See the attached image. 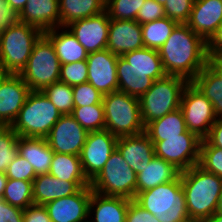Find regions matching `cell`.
I'll use <instances>...</instances> for the list:
<instances>
[{
	"label": "cell",
	"instance_id": "obj_1",
	"mask_svg": "<svg viewBox=\"0 0 222 222\" xmlns=\"http://www.w3.org/2000/svg\"><path fill=\"white\" fill-rule=\"evenodd\" d=\"M158 51L166 74L189 82L207 65V42L187 24H178Z\"/></svg>",
	"mask_w": 222,
	"mask_h": 222
},
{
	"label": "cell",
	"instance_id": "obj_2",
	"mask_svg": "<svg viewBox=\"0 0 222 222\" xmlns=\"http://www.w3.org/2000/svg\"><path fill=\"white\" fill-rule=\"evenodd\" d=\"M180 178L190 221L202 222L215 214L222 179L198 164L180 172Z\"/></svg>",
	"mask_w": 222,
	"mask_h": 222
},
{
	"label": "cell",
	"instance_id": "obj_3",
	"mask_svg": "<svg viewBox=\"0 0 222 222\" xmlns=\"http://www.w3.org/2000/svg\"><path fill=\"white\" fill-rule=\"evenodd\" d=\"M134 201L160 222H191L180 175L174 181L137 193Z\"/></svg>",
	"mask_w": 222,
	"mask_h": 222
},
{
	"label": "cell",
	"instance_id": "obj_4",
	"mask_svg": "<svg viewBox=\"0 0 222 222\" xmlns=\"http://www.w3.org/2000/svg\"><path fill=\"white\" fill-rule=\"evenodd\" d=\"M105 129L117 138L145 132L139 98L121 91L103 95Z\"/></svg>",
	"mask_w": 222,
	"mask_h": 222
},
{
	"label": "cell",
	"instance_id": "obj_5",
	"mask_svg": "<svg viewBox=\"0 0 222 222\" xmlns=\"http://www.w3.org/2000/svg\"><path fill=\"white\" fill-rule=\"evenodd\" d=\"M61 116L42 91H31L11 127L18 136L46 138Z\"/></svg>",
	"mask_w": 222,
	"mask_h": 222
},
{
	"label": "cell",
	"instance_id": "obj_6",
	"mask_svg": "<svg viewBox=\"0 0 222 222\" xmlns=\"http://www.w3.org/2000/svg\"><path fill=\"white\" fill-rule=\"evenodd\" d=\"M188 83V80L176 75H166L153 82L151 88L139 98L145 127L180 108L181 97Z\"/></svg>",
	"mask_w": 222,
	"mask_h": 222
},
{
	"label": "cell",
	"instance_id": "obj_7",
	"mask_svg": "<svg viewBox=\"0 0 222 222\" xmlns=\"http://www.w3.org/2000/svg\"><path fill=\"white\" fill-rule=\"evenodd\" d=\"M42 34L39 28L21 21L0 31V65L8 74H20Z\"/></svg>",
	"mask_w": 222,
	"mask_h": 222
},
{
	"label": "cell",
	"instance_id": "obj_8",
	"mask_svg": "<svg viewBox=\"0 0 222 222\" xmlns=\"http://www.w3.org/2000/svg\"><path fill=\"white\" fill-rule=\"evenodd\" d=\"M61 62L51 41L42 34L35 42L21 78L31 91H42L45 87L59 81Z\"/></svg>",
	"mask_w": 222,
	"mask_h": 222
},
{
	"label": "cell",
	"instance_id": "obj_9",
	"mask_svg": "<svg viewBox=\"0 0 222 222\" xmlns=\"http://www.w3.org/2000/svg\"><path fill=\"white\" fill-rule=\"evenodd\" d=\"M90 187L102 195L134 200L137 194V174L116 149L100 173L90 182Z\"/></svg>",
	"mask_w": 222,
	"mask_h": 222
},
{
	"label": "cell",
	"instance_id": "obj_10",
	"mask_svg": "<svg viewBox=\"0 0 222 222\" xmlns=\"http://www.w3.org/2000/svg\"><path fill=\"white\" fill-rule=\"evenodd\" d=\"M187 130L205 139L217 120L212 103L189 82L185 87L180 103Z\"/></svg>",
	"mask_w": 222,
	"mask_h": 222
},
{
	"label": "cell",
	"instance_id": "obj_11",
	"mask_svg": "<svg viewBox=\"0 0 222 222\" xmlns=\"http://www.w3.org/2000/svg\"><path fill=\"white\" fill-rule=\"evenodd\" d=\"M201 140L195 133L187 130L182 137L165 138L152 143L156 157L164 159L183 172L199 163Z\"/></svg>",
	"mask_w": 222,
	"mask_h": 222
},
{
	"label": "cell",
	"instance_id": "obj_12",
	"mask_svg": "<svg viewBox=\"0 0 222 222\" xmlns=\"http://www.w3.org/2000/svg\"><path fill=\"white\" fill-rule=\"evenodd\" d=\"M118 138L108 130L91 131L82 147L80 161L83 173L91 182L116 150Z\"/></svg>",
	"mask_w": 222,
	"mask_h": 222
},
{
	"label": "cell",
	"instance_id": "obj_13",
	"mask_svg": "<svg viewBox=\"0 0 222 222\" xmlns=\"http://www.w3.org/2000/svg\"><path fill=\"white\" fill-rule=\"evenodd\" d=\"M88 133L72 115H62L46 139L53 152L80 156Z\"/></svg>",
	"mask_w": 222,
	"mask_h": 222
},
{
	"label": "cell",
	"instance_id": "obj_14",
	"mask_svg": "<svg viewBox=\"0 0 222 222\" xmlns=\"http://www.w3.org/2000/svg\"><path fill=\"white\" fill-rule=\"evenodd\" d=\"M109 23L110 18L105 10L100 14L76 20L66 27L89 54L106 49Z\"/></svg>",
	"mask_w": 222,
	"mask_h": 222
},
{
	"label": "cell",
	"instance_id": "obj_15",
	"mask_svg": "<svg viewBox=\"0 0 222 222\" xmlns=\"http://www.w3.org/2000/svg\"><path fill=\"white\" fill-rule=\"evenodd\" d=\"M117 59L118 55L108 49L87 56L88 83L102 95L118 91Z\"/></svg>",
	"mask_w": 222,
	"mask_h": 222
},
{
	"label": "cell",
	"instance_id": "obj_16",
	"mask_svg": "<svg viewBox=\"0 0 222 222\" xmlns=\"http://www.w3.org/2000/svg\"><path fill=\"white\" fill-rule=\"evenodd\" d=\"M92 188H80L76 193L58 198L44 206L53 222H86L89 214V203Z\"/></svg>",
	"mask_w": 222,
	"mask_h": 222
},
{
	"label": "cell",
	"instance_id": "obj_17",
	"mask_svg": "<svg viewBox=\"0 0 222 222\" xmlns=\"http://www.w3.org/2000/svg\"><path fill=\"white\" fill-rule=\"evenodd\" d=\"M31 89L19 74H8L0 84V126H11Z\"/></svg>",
	"mask_w": 222,
	"mask_h": 222
},
{
	"label": "cell",
	"instance_id": "obj_18",
	"mask_svg": "<svg viewBox=\"0 0 222 222\" xmlns=\"http://www.w3.org/2000/svg\"><path fill=\"white\" fill-rule=\"evenodd\" d=\"M144 48L141 24L136 20L110 19L107 47L118 56Z\"/></svg>",
	"mask_w": 222,
	"mask_h": 222
},
{
	"label": "cell",
	"instance_id": "obj_19",
	"mask_svg": "<svg viewBox=\"0 0 222 222\" xmlns=\"http://www.w3.org/2000/svg\"><path fill=\"white\" fill-rule=\"evenodd\" d=\"M222 23V0H195L187 25L206 42Z\"/></svg>",
	"mask_w": 222,
	"mask_h": 222
},
{
	"label": "cell",
	"instance_id": "obj_20",
	"mask_svg": "<svg viewBox=\"0 0 222 222\" xmlns=\"http://www.w3.org/2000/svg\"><path fill=\"white\" fill-rule=\"evenodd\" d=\"M116 149L136 174L143 171V168L155 156L154 144L145 132L134 136L119 137Z\"/></svg>",
	"mask_w": 222,
	"mask_h": 222
},
{
	"label": "cell",
	"instance_id": "obj_21",
	"mask_svg": "<svg viewBox=\"0 0 222 222\" xmlns=\"http://www.w3.org/2000/svg\"><path fill=\"white\" fill-rule=\"evenodd\" d=\"M33 202L38 205L70 196L80 188L90 186V182L61 181L50 173L37 175L32 182Z\"/></svg>",
	"mask_w": 222,
	"mask_h": 222
},
{
	"label": "cell",
	"instance_id": "obj_22",
	"mask_svg": "<svg viewBox=\"0 0 222 222\" xmlns=\"http://www.w3.org/2000/svg\"><path fill=\"white\" fill-rule=\"evenodd\" d=\"M125 197L106 196L95 191L89 203V222H126L129 202Z\"/></svg>",
	"mask_w": 222,
	"mask_h": 222
},
{
	"label": "cell",
	"instance_id": "obj_23",
	"mask_svg": "<svg viewBox=\"0 0 222 222\" xmlns=\"http://www.w3.org/2000/svg\"><path fill=\"white\" fill-rule=\"evenodd\" d=\"M19 21L42 32L60 27L59 0H28L19 13Z\"/></svg>",
	"mask_w": 222,
	"mask_h": 222
},
{
	"label": "cell",
	"instance_id": "obj_24",
	"mask_svg": "<svg viewBox=\"0 0 222 222\" xmlns=\"http://www.w3.org/2000/svg\"><path fill=\"white\" fill-rule=\"evenodd\" d=\"M43 34L51 41L61 64L87 60L86 49L67 27H56Z\"/></svg>",
	"mask_w": 222,
	"mask_h": 222
},
{
	"label": "cell",
	"instance_id": "obj_25",
	"mask_svg": "<svg viewBox=\"0 0 222 222\" xmlns=\"http://www.w3.org/2000/svg\"><path fill=\"white\" fill-rule=\"evenodd\" d=\"M17 147L19 155L32 165L36 175L49 173L54 152L46 138L19 136Z\"/></svg>",
	"mask_w": 222,
	"mask_h": 222
},
{
	"label": "cell",
	"instance_id": "obj_26",
	"mask_svg": "<svg viewBox=\"0 0 222 222\" xmlns=\"http://www.w3.org/2000/svg\"><path fill=\"white\" fill-rule=\"evenodd\" d=\"M118 91L140 98L153 85L154 80L144 70L133 68L126 59H117Z\"/></svg>",
	"mask_w": 222,
	"mask_h": 222
},
{
	"label": "cell",
	"instance_id": "obj_27",
	"mask_svg": "<svg viewBox=\"0 0 222 222\" xmlns=\"http://www.w3.org/2000/svg\"><path fill=\"white\" fill-rule=\"evenodd\" d=\"M179 175L180 171L172 164L154 156L143 171L137 174V193L174 181Z\"/></svg>",
	"mask_w": 222,
	"mask_h": 222
},
{
	"label": "cell",
	"instance_id": "obj_28",
	"mask_svg": "<svg viewBox=\"0 0 222 222\" xmlns=\"http://www.w3.org/2000/svg\"><path fill=\"white\" fill-rule=\"evenodd\" d=\"M106 0H59L60 27L105 11Z\"/></svg>",
	"mask_w": 222,
	"mask_h": 222
},
{
	"label": "cell",
	"instance_id": "obj_29",
	"mask_svg": "<svg viewBox=\"0 0 222 222\" xmlns=\"http://www.w3.org/2000/svg\"><path fill=\"white\" fill-rule=\"evenodd\" d=\"M186 131L187 127L180 108L150 122L145 127V133L152 142L163 141L165 138L182 137Z\"/></svg>",
	"mask_w": 222,
	"mask_h": 222
},
{
	"label": "cell",
	"instance_id": "obj_30",
	"mask_svg": "<svg viewBox=\"0 0 222 222\" xmlns=\"http://www.w3.org/2000/svg\"><path fill=\"white\" fill-rule=\"evenodd\" d=\"M191 82L212 103L217 118H222V78L206 65Z\"/></svg>",
	"mask_w": 222,
	"mask_h": 222
},
{
	"label": "cell",
	"instance_id": "obj_31",
	"mask_svg": "<svg viewBox=\"0 0 222 222\" xmlns=\"http://www.w3.org/2000/svg\"><path fill=\"white\" fill-rule=\"evenodd\" d=\"M122 57L126 59L133 68L148 72L149 77L154 81L167 75L157 49L144 47L139 50L126 52Z\"/></svg>",
	"mask_w": 222,
	"mask_h": 222
},
{
	"label": "cell",
	"instance_id": "obj_32",
	"mask_svg": "<svg viewBox=\"0 0 222 222\" xmlns=\"http://www.w3.org/2000/svg\"><path fill=\"white\" fill-rule=\"evenodd\" d=\"M49 173L61 181L89 182L83 173L78 155L54 152Z\"/></svg>",
	"mask_w": 222,
	"mask_h": 222
},
{
	"label": "cell",
	"instance_id": "obj_33",
	"mask_svg": "<svg viewBox=\"0 0 222 222\" xmlns=\"http://www.w3.org/2000/svg\"><path fill=\"white\" fill-rule=\"evenodd\" d=\"M177 25V22L168 17L142 24L141 29L144 47L159 50Z\"/></svg>",
	"mask_w": 222,
	"mask_h": 222
},
{
	"label": "cell",
	"instance_id": "obj_34",
	"mask_svg": "<svg viewBox=\"0 0 222 222\" xmlns=\"http://www.w3.org/2000/svg\"><path fill=\"white\" fill-rule=\"evenodd\" d=\"M32 187L31 181L7 179L2 199L24 210L34 204Z\"/></svg>",
	"mask_w": 222,
	"mask_h": 222
},
{
	"label": "cell",
	"instance_id": "obj_35",
	"mask_svg": "<svg viewBox=\"0 0 222 222\" xmlns=\"http://www.w3.org/2000/svg\"><path fill=\"white\" fill-rule=\"evenodd\" d=\"M42 92L58 109L61 115H70L74 108L73 88L63 82H55Z\"/></svg>",
	"mask_w": 222,
	"mask_h": 222
},
{
	"label": "cell",
	"instance_id": "obj_36",
	"mask_svg": "<svg viewBox=\"0 0 222 222\" xmlns=\"http://www.w3.org/2000/svg\"><path fill=\"white\" fill-rule=\"evenodd\" d=\"M70 115L88 132L105 129L103 104L74 107Z\"/></svg>",
	"mask_w": 222,
	"mask_h": 222
},
{
	"label": "cell",
	"instance_id": "obj_37",
	"mask_svg": "<svg viewBox=\"0 0 222 222\" xmlns=\"http://www.w3.org/2000/svg\"><path fill=\"white\" fill-rule=\"evenodd\" d=\"M18 138L11 126H0V173H5L7 167L18 156Z\"/></svg>",
	"mask_w": 222,
	"mask_h": 222
},
{
	"label": "cell",
	"instance_id": "obj_38",
	"mask_svg": "<svg viewBox=\"0 0 222 222\" xmlns=\"http://www.w3.org/2000/svg\"><path fill=\"white\" fill-rule=\"evenodd\" d=\"M145 0H106L105 10L110 19L136 20Z\"/></svg>",
	"mask_w": 222,
	"mask_h": 222
},
{
	"label": "cell",
	"instance_id": "obj_39",
	"mask_svg": "<svg viewBox=\"0 0 222 222\" xmlns=\"http://www.w3.org/2000/svg\"><path fill=\"white\" fill-rule=\"evenodd\" d=\"M198 165L222 179V149L212 146L206 139H202Z\"/></svg>",
	"mask_w": 222,
	"mask_h": 222
},
{
	"label": "cell",
	"instance_id": "obj_40",
	"mask_svg": "<svg viewBox=\"0 0 222 222\" xmlns=\"http://www.w3.org/2000/svg\"><path fill=\"white\" fill-rule=\"evenodd\" d=\"M59 81L75 86L88 82V65L87 61L61 64Z\"/></svg>",
	"mask_w": 222,
	"mask_h": 222
},
{
	"label": "cell",
	"instance_id": "obj_41",
	"mask_svg": "<svg viewBox=\"0 0 222 222\" xmlns=\"http://www.w3.org/2000/svg\"><path fill=\"white\" fill-rule=\"evenodd\" d=\"M195 0H166L164 11L166 17L177 22L186 24L189 20Z\"/></svg>",
	"mask_w": 222,
	"mask_h": 222
},
{
	"label": "cell",
	"instance_id": "obj_42",
	"mask_svg": "<svg viewBox=\"0 0 222 222\" xmlns=\"http://www.w3.org/2000/svg\"><path fill=\"white\" fill-rule=\"evenodd\" d=\"M74 107H84L94 104H102L103 95L90 83L72 86Z\"/></svg>",
	"mask_w": 222,
	"mask_h": 222
},
{
	"label": "cell",
	"instance_id": "obj_43",
	"mask_svg": "<svg viewBox=\"0 0 222 222\" xmlns=\"http://www.w3.org/2000/svg\"><path fill=\"white\" fill-rule=\"evenodd\" d=\"M5 175L8 179L31 181L36 178V173L32 165L19 154L7 167Z\"/></svg>",
	"mask_w": 222,
	"mask_h": 222
},
{
	"label": "cell",
	"instance_id": "obj_44",
	"mask_svg": "<svg viewBox=\"0 0 222 222\" xmlns=\"http://www.w3.org/2000/svg\"><path fill=\"white\" fill-rule=\"evenodd\" d=\"M166 17L164 6L155 0H145L143 6L139 9L136 21L139 24H145Z\"/></svg>",
	"mask_w": 222,
	"mask_h": 222
},
{
	"label": "cell",
	"instance_id": "obj_45",
	"mask_svg": "<svg viewBox=\"0 0 222 222\" xmlns=\"http://www.w3.org/2000/svg\"><path fill=\"white\" fill-rule=\"evenodd\" d=\"M126 222H160L157 217L143 209L134 200L128 205Z\"/></svg>",
	"mask_w": 222,
	"mask_h": 222
},
{
	"label": "cell",
	"instance_id": "obj_46",
	"mask_svg": "<svg viewBox=\"0 0 222 222\" xmlns=\"http://www.w3.org/2000/svg\"><path fill=\"white\" fill-rule=\"evenodd\" d=\"M23 222H53L44 205L32 204L23 210Z\"/></svg>",
	"mask_w": 222,
	"mask_h": 222
},
{
	"label": "cell",
	"instance_id": "obj_47",
	"mask_svg": "<svg viewBox=\"0 0 222 222\" xmlns=\"http://www.w3.org/2000/svg\"><path fill=\"white\" fill-rule=\"evenodd\" d=\"M0 222H23V209L0 198Z\"/></svg>",
	"mask_w": 222,
	"mask_h": 222
},
{
	"label": "cell",
	"instance_id": "obj_48",
	"mask_svg": "<svg viewBox=\"0 0 222 222\" xmlns=\"http://www.w3.org/2000/svg\"><path fill=\"white\" fill-rule=\"evenodd\" d=\"M19 21V14L10 7L7 0H0V31Z\"/></svg>",
	"mask_w": 222,
	"mask_h": 222
},
{
	"label": "cell",
	"instance_id": "obj_49",
	"mask_svg": "<svg viewBox=\"0 0 222 222\" xmlns=\"http://www.w3.org/2000/svg\"><path fill=\"white\" fill-rule=\"evenodd\" d=\"M212 146L222 149V118H217L205 138Z\"/></svg>",
	"mask_w": 222,
	"mask_h": 222
},
{
	"label": "cell",
	"instance_id": "obj_50",
	"mask_svg": "<svg viewBox=\"0 0 222 222\" xmlns=\"http://www.w3.org/2000/svg\"><path fill=\"white\" fill-rule=\"evenodd\" d=\"M207 52L208 54H222V23L207 41Z\"/></svg>",
	"mask_w": 222,
	"mask_h": 222
},
{
	"label": "cell",
	"instance_id": "obj_51",
	"mask_svg": "<svg viewBox=\"0 0 222 222\" xmlns=\"http://www.w3.org/2000/svg\"><path fill=\"white\" fill-rule=\"evenodd\" d=\"M207 65L222 78V54H208Z\"/></svg>",
	"mask_w": 222,
	"mask_h": 222
},
{
	"label": "cell",
	"instance_id": "obj_52",
	"mask_svg": "<svg viewBox=\"0 0 222 222\" xmlns=\"http://www.w3.org/2000/svg\"><path fill=\"white\" fill-rule=\"evenodd\" d=\"M28 0H7L8 4L12 9H14L18 14L24 8Z\"/></svg>",
	"mask_w": 222,
	"mask_h": 222
},
{
	"label": "cell",
	"instance_id": "obj_53",
	"mask_svg": "<svg viewBox=\"0 0 222 222\" xmlns=\"http://www.w3.org/2000/svg\"><path fill=\"white\" fill-rule=\"evenodd\" d=\"M7 179L8 178L6 177L5 173H0V198H2V195L4 193Z\"/></svg>",
	"mask_w": 222,
	"mask_h": 222
},
{
	"label": "cell",
	"instance_id": "obj_54",
	"mask_svg": "<svg viewBox=\"0 0 222 222\" xmlns=\"http://www.w3.org/2000/svg\"><path fill=\"white\" fill-rule=\"evenodd\" d=\"M202 222H222V215L215 213L210 218H207Z\"/></svg>",
	"mask_w": 222,
	"mask_h": 222
},
{
	"label": "cell",
	"instance_id": "obj_55",
	"mask_svg": "<svg viewBox=\"0 0 222 222\" xmlns=\"http://www.w3.org/2000/svg\"><path fill=\"white\" fill-rule=\"evenodd\" d=\"M216 214H220L222 215V193L218 199V203H217V207H216V211H215Z\"/></svg>",
	"mask_w": 222,
	"mask_h": 222
},
{
	"label": "cell",
	"instance_id": "obj_56",
	"mask_svg": "<svg viewBox=\"0 0 222 222\" xmlns=\"http://www.w3.org/2000/svg\"><path fill=\"white\" fill-rule=\"evenodd\" d=\"M8 75L4 68L0 65V84L2 80Z\"/></svg>",
	"mask_w": 222,
	"mask_h": 222
},
{
	"label": "cell",
	"instance_id": "obj_57",
	"mask_svg": "<svg viewBox=\"0 0 222 222\" xmlns=\"http://www.w3.org/2000/svg\"><path fill=\"white\" fill-rule=\"evenodd\" d=\"M157 3L164 5L166 3V0H155Z\"/></svg>",
	"mask_w": 222,
	"mask_h": 222
}]
</instances>
